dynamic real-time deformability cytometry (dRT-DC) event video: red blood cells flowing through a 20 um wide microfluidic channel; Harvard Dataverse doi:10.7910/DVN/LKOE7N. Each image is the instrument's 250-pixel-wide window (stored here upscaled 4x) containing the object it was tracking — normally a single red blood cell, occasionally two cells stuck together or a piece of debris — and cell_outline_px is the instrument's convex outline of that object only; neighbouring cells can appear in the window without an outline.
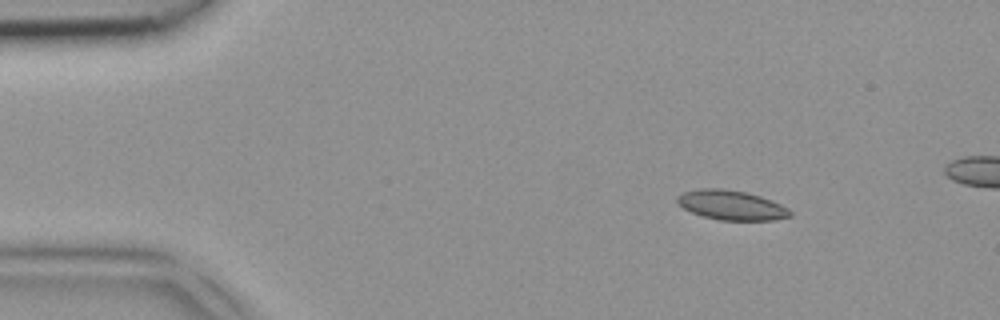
{"species": "common noctule bat (a hibernating species)", "species_latin": "Nyctalus noctula", "temperature_condition": "room temperature", "stored_images_in_passage": 4, "camera_frame_rate_fps": 3000, "um_per_image_px": 0.085, "animal": {"sex": "female", "body_mass_g": 18.4}, "frame": {"image": 1, "passage_image": 1, "time_ms": 0.0, "image_size_px": [1000, 320], "cell_outline_px": [[792, 216], [776, 220], [720, 220], [704, 216], [692, 212], [684, 208], [676, 200], [676, 196], [684, 192], [700, 188], [724, 188], [744, 192], [760, 196], [772, 200], [788, 208], [792, 212]], "centroid_in_image_um": [62.19, 17.43], "position_along_channel_um": 22.8, "area_um2": 19.42}}